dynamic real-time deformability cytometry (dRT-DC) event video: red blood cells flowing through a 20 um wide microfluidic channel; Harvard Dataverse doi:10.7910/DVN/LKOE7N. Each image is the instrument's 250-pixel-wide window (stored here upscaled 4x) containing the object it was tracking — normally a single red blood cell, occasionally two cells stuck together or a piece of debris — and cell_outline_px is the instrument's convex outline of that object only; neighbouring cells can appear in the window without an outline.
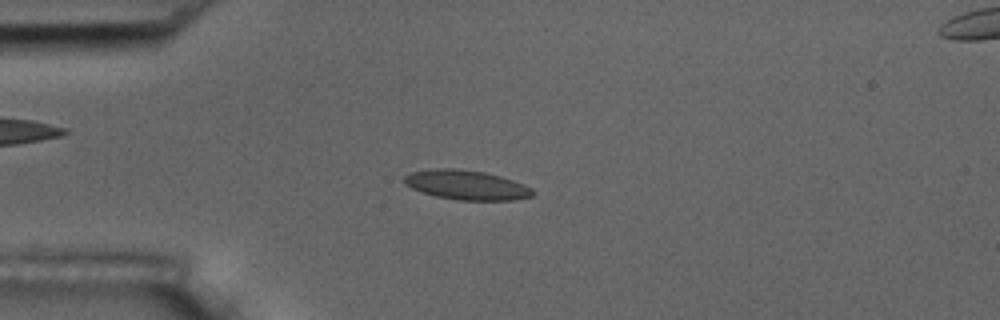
{"species": "common noctule bat (a hibernating species)", "species_latin": "Nyctalus noctula", "temperature_condition": "room temperature", "stored_images_in_passage": 55, "camera_frame_rate_fps": 3000, "um_per_image_px": 0.085, "animal": {"sex": "male", "body_mass_g": 17.5, "forearm_length_mm": 52.3}, "frame": {"image": 1, "passage_image": 14, "time_ms": 4.333, "image_size_px": [1000, 320], "cell_outline_px": [[536, 192], [532, 196], [512, 200], [456, 200], [436, 196], [412, 188], [404, 184], [404, 176], [412, 172], [432, 168], [460, 168], [484, 172], [500, 176], [512, 180], [532, 188]], "centroid_in_image_um": [39.65, 15.71], "position_along_channel_um": 45.4, "area_um2": 22.08}}
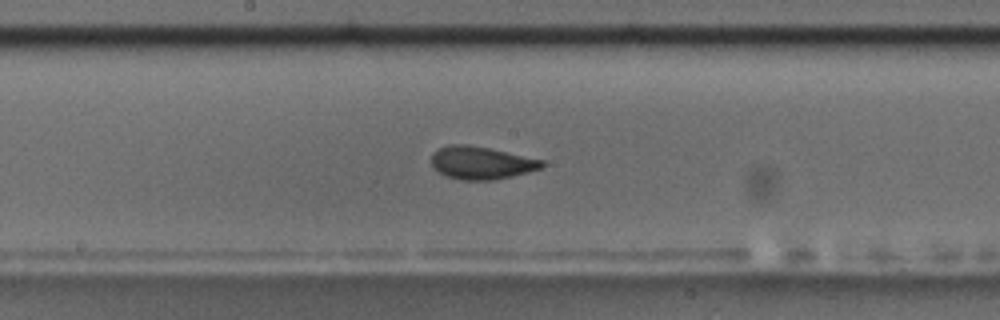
{"frame": {"image": 2, "passage_image": 29, "time_ms": 9.333, "image_size_px": [1000, 320], "cell_outline_px": [[548, 164], [540, 168], [528, 172], [492, 180], [464, 180], [448, 176], [440, 172], [432, 164], [432, 152], [436, 148], [448, 144], [468, 144], [488, 148], [544, 160]], "centroid_in_image_um": [40.91, 13.82], "position_along_channel_um": 207.3, "area_um2": 20.98}}
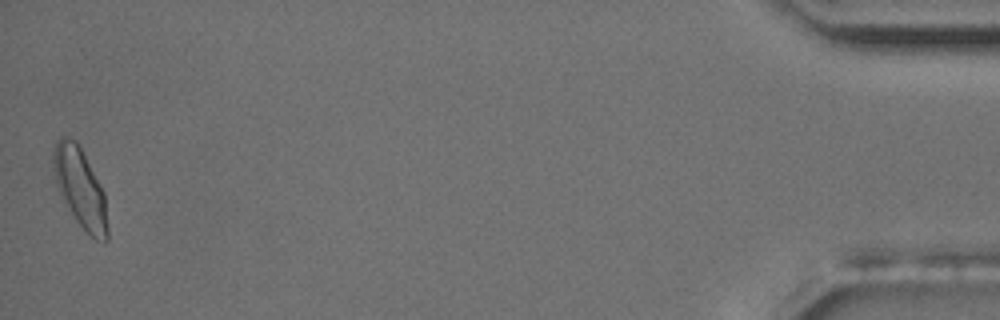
{"frame": {"image": 3, "passage_image": 55, "time_ms": 18.0, "image_size_px": [1000, 320], "cell_outline_px": [[108, 240], [104, 244], [88, 236], [84, 232], [60, 196], [56, 184], [52, 160], [52, 152], [56, 140], [60, 136], [68, 136], [76, 140], [100, 184], [104, 192], [108, 228]], "centroid_in_image_um": [6.81, 16.01], "position_along_channel_um": 428.4, "area_um2": 25.43}, "authors_computed_cell_mechanics": {"area_um2": 20.808, "velocity_mm_per_s": 3.6072, "shape_relaxation_time_tau1_ms": 4.3453, "shape_relaxation_time_tau2_ms": 0.8893, "deformation_change_tau1": 0.1353, "deformation_change_tau2": 0.0491}}